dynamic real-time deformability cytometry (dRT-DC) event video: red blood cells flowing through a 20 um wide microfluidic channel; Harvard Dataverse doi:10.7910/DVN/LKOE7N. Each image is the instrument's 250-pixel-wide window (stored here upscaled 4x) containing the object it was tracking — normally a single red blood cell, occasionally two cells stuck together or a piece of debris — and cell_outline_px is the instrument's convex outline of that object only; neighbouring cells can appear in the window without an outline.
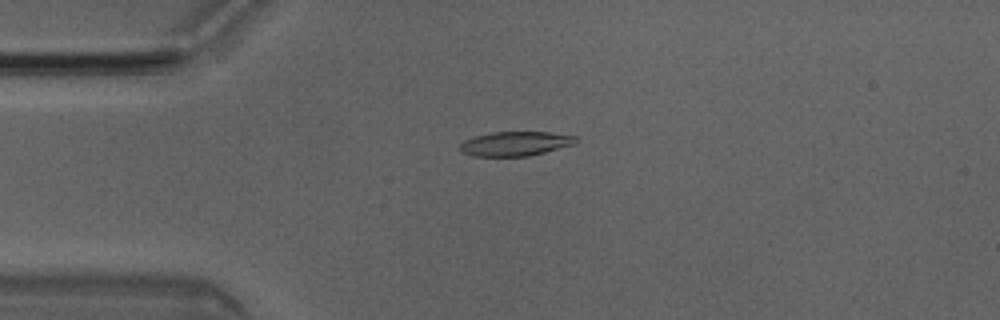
{"species": "Egyptian fruit bat (a non-hibernating species)", "species_latin": "Rousettus aegyptiacus", "temperature_condition": "room temperature", "stored_images_in_passage": 5, "camera_frame_rate_fps": 3000, "um_per_image_px": 0.085, "animal": {"sex": "male"}, "frame": {"image": 1, "passage_image": 3, "time_ms": 0.667, "image_size_px": [1000, 320], "cell_outline_px": [[580, 140], [576, 144], [528, 156], [476, 156], [464, 152], [460, 148], [460, 144], [464, 140], [476, 136], [492, 132], [548, 132], [576, 136]], "centroid_in_image_um": [43.86, 12.2], "position_along_channel_um": 41.1, "area_um2": 16.36}}
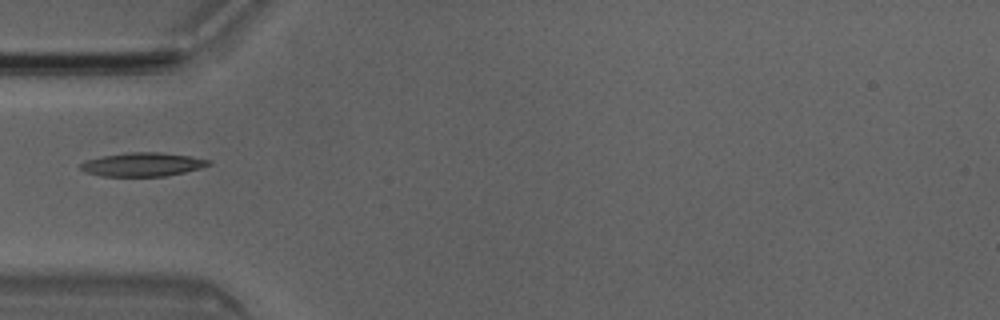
{"frame": {"image": 2, "passage_image": 4, "time_ms": 1.0, "image_size_px": [1000, 320], "cell_outline_px": [[212, 164], [200, 168], [184, 172], [164, 176], [104, 176], [84, 172], [80, 168], [80, 164], [84, 160], [100, 156], [128, 152], [160, 152], [192, 156], [212, 160]], "centroid_in_image_um": [12.12, 13.96], "position_along_channel_um": 72.9, "area_um2": 17.86}}